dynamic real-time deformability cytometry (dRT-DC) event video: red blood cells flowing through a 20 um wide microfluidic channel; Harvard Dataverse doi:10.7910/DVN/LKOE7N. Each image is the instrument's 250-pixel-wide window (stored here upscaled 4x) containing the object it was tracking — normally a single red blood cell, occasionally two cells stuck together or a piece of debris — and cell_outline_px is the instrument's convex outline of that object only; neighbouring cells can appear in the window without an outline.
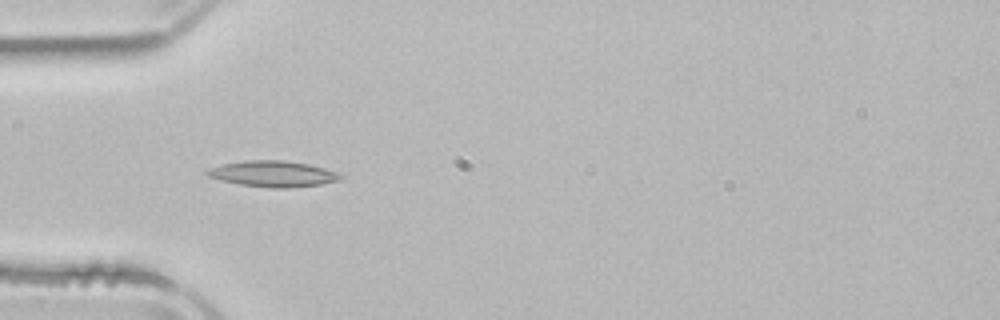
{"species": "common noctule bat (a hibernating species)", "species_latin": "Nyctalus noctula", "temperature_condition": "room temperature", "stored_images_in_passage": 4, "camera_frame_rate_fps": 3000, "um_per_image_px": 0.085, "animal": {"sex": "male", "body_mass_g": 21.5, "forearm_length_mm": 52.0}, "frame": {"image": 1, "passage_image": 3, "time_ms": 3.333, "image_size_px": [1000, 320], "cell_outline_px": [[344, 176], [340, 180], [320, 184], [292, 188], [272, 188], [240, 184], [220, 180], [208, 176], [204, 172], [212, 168], [224, 164], [248, 160], [284, 160], [308, 164], [324, 168], [336, 172]], "centroid_in_image_um": [23.23, 14.78], "position_along_channel_um": 61.8, "area_um2": 20.0}}
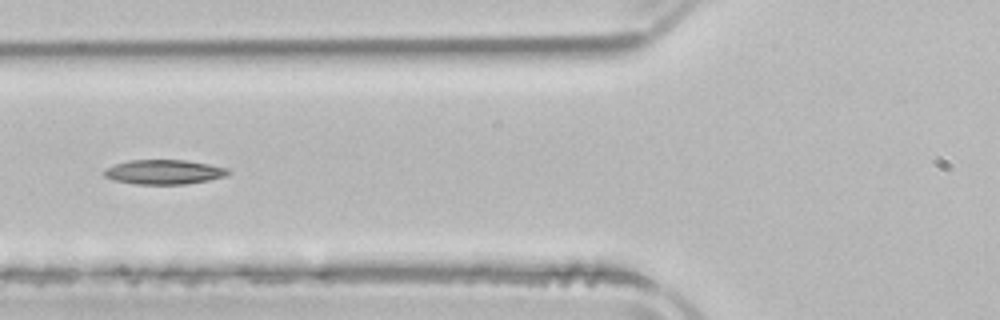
{"frame": {"image": 2, "passage_image": 4, "time_ms": 4.667, "image_size_px": [1000, 320], "cell_outline_px": [[232, 172], [228, 176], [208, 180], [184, 184], [136, 184], [112, 180], [104, 176], [104, 168], [128, 160], [184, 160], [208, 164], [228, 168]], "centroid_in_image_um": [13.94, 14.62], "position_along_channel_um": 111.9, "area_um2": 17.8}}